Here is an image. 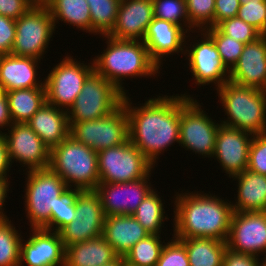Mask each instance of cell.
<instances>
[{
    "label": "cell",
    "instance_id": "1",
    "mask_svg": "<svg viewBox=\"0 0 266 266\" xmlns=\"http://www.w3.org/2000/svg\"><path fill=\"white\" fill-rule=\"evenodd\" d=\"M130 101L124 95L129 141L155 166L162 151L175 142L179 144L181 94L152 97L138 107Z\"/></svg>",
    "mask_w": 266,
    "mask_h": 266
},
{
    "label": "cell",
    "instance_id": "2",
    "mask_svg": "<svg viewBox=\"0 0 266 266\" xmlns=\"http://www.w3.org/2000/svg\"><path fill=\"white\" fill-rule=\"evenodd\" d=\"M174 196V238L205 237L226 242L234 212L231 202L198 191Z\"/></svg>",
    "mask_w": 266,
    "mask_h": 266
},
{
    "label": "cell",
    "instance_id": "3",
    "mask_svg": "<svg viewBox=\"0 0 266 266\" xmlns=\"http://www.w3.org/2000/svg\"><path fill=\"white\" fill-rule=\"evenodd\" d=\"M103 38L107 40V48L93 59L94 71L124 95L126 90L122 85L127 77L142 78L160 74V68L151 60L143 41L118 40L108 35Z\"/></svg>",
    "mask_w": 266,
    "mask_h": 266
},
{
    "label": "cell",
    "instance_id": "4",
    "mask_svg": "<svg viewBox=\"0 0 266 266\" xmlns=\"http://www.w3.org/2000/svg\"><path fill=\"white\" fill-rule=\"evenodd\" d=\"M227 120L220 124L252 134L266 132V91L230 81L216 89Z\"/></svg>",
    "mask_w": 266,
    "mask_h": 266
},
{
    "label": "cell",
    "instance_id": "5",
    "mask_svg": "<svg viewBox=\"0 0 266 266\" xmlns=\"http://www.w3.org/2000/svg\"><path fill=\"white\" fill-rule=\"evenodd\" d=\"M49 167L68 188L95 190L100 182L97 152L70 135L51 149Z\"/></svg>",
    "mask_w": 266,
    "mask_h": 266
},
{
    "label": "cell",
    "instance_id": "6",
    "mask_svg": "<svg viewBox=\"0 0 266 266\" xmlns=\"http://www.w3.org/2000/svg\"><path fill=\"white\" fill-rule=\"evenodd\" d=\"M25 189V212L30 229L45 228L51 219V210H55L57 197L68 187L63 179L50 167L27 170Z\"/></svg>",
    "mask_w": 266,
    "mask_h": 266
},
{
    "label": "cell",
    "instance_id": "7",
    "mask_svg": "<svg viewBox=\"0 0 266 266\" xmlns=\"http://www.w3.org/2000/svg\"><path fill=\"white\" fill-rule=\"evenodd\" d=\"M201 107L190 95L181 94L179 145L187 151L212 158L220 123L211 119Z\"/></svg>",
    "mask_w": 266,
    "mask_h": 266
},
{
    "label": "cell",
    "instance_id": "8",
    "mask_svg": "<svg viewBox=\"0 0 266 266\" xmlns=\"http://www.w3.org/2000/svg\"><path fill=\"white\" fill-rule=\"evenodd\" d=\"M123 97L124 94L110 81L93 71L67 112L68 122H84L105 117L122 104Z\"/></svg>",
    "mask_w": 266,
    "mask_h": 266
},
{
    "label": "cell",
    "instance_id": "9",
    "mask_svg": "<svg viewBox=\"0 0 266 266\" xmlns=\"http://www.w3.org/2000/svg\"><path fill=\"white\" fill-rule=\"evenodd\" d=\"M69 125V135L95 152L129 141V122L123 103L105 117L84 122H69Z\"/></svg>",
    "mask_w": 266,
    "mask_h": 266
},
{
    "label": "cell",
    "instance_id": "10",
    "mask_svg": "<svg viewBox=\"0 0 266 266\" xmlns=\"http://www.w3.org/2000/svg\"><path fill=\"white\" fill-rule=\"evenodd\" d=\"M16 36L11 54L39 60L47 52L55 33L52 16L44 3H36L24 15L15 20Z\"/></svg>",
    "mask_w": 266,
    "mask_h": 266
},
{
    "label": "cell",
    "instance_id": "11",
    "mask_svg": "<svg viewBox=\"0 0 266 266\" xmlns=\"http://www.w3.org/2000/svg\"><path fill=\"white\" fill-rule=\"evenodd\" d=\"M99 179L124 183L145 178L154 165L130 141L97 152Z\"/></svg>",
    "mask_w": 266,
    "mask_h": 266
},
{
    "label": "cell",
    "instance_id": "12",
    "mask_svg": "<svg viewBox=\"0 0 266 266\" xmlns=\"http://www.w3.org/2000/svg\"><path fill=\"white\" fill-rule=\"evenodd\" d=\"M75 60L70 55L65 56L43 80L47 103L67 112L80 94L84 82L94 71L93 62L86 65Z\"/></svg>",
    "mask_w": 266,
    "mask_h": 266
},
{
    "label": "cell",
    "instance_id": "13",
    "mask_svg": "<svg viewBox=\"0 0 266 266\" xmlns=\"http://www.w3.org/2000/svg\"><path fill=\"white\" fill-rule=\"evenodd\" d=\"M75 208L76 218L59 232L65 248L103 234L106 216L95 190L81 191L76 198Z\"/></svg>",
    "mask_w": 266,
    "mask_h": 266
},
{
    "label": "cell",
    "instance_id": "14",
    "mask_svg": "<svg viewBox=\"0 0 266 266\" xmlns=\"http://www.w3.org/2000/svg\"><path fill=\"white\" fill-rule=\"evenodd\" d=\"M197 32H201L203 38L195 40L197 43L189 44V47L185 46L189 70L198 86L212 83L218 89L229 81V70L223 64L213 39L204 30Z\"/></svg>",
    "mask_w": 266,
    "mask_h": 266
},
{
    "label": "cell",
    "instance_id": "15",
    "mask_svg": "<svg viewBox=\"0 0 266 266\" xmlns=\"http://www.w3.org/2000/svg\"><path fill=\"white\" fill-rule=\"evenodd\" d=\"M5 130L8 133L2 134L6 139L11 164L16 161L22 166L27 165L28 169L25 170L28 171L49 167L51 149L27 123H13Z\"/></svg>",
    "mask_w": 266,
    "mask_h": 266
},
{
    "label": "cell",
    "instance_id": "16",
    "mask_svg": "<svg viewBox=\"0 0 266 266\" xmlns=\"http://www.w3.org/2000/svg\"><path fill=\"white\" fill-rule=\"evenodd\" d=\"M226 243L239 253L257 257L266 253V211L233 212Z\"/></svg>",
    "mask_w": 266,
    "mask_h": 266
},
{
    "label": "cell",
    "instance_id": "17",
    "mask_svg": "<svg viewBox=\"0 0 266 266\" xmlns=\"http://www.w3.org/2000/svg\"><path fill=\"white\" fill-rule=\"evenodd\" d=\"M151 172L145 177L132 182H99L95 188L99 195L105 216L132 215L143 199L153 190Z\"/></svg>",
    "mask_w": 266,
    "mask_h": 266
},
{
    "label": "cell",
    "instance_id": "18",
    "mask_svg": "<svg viewBox=\"0 0 266 266\" xmlns=\"http://www.w3.org/2000/svg\"><path fill=\"white\" fill-rule=\"evenodd\" d=\"M254 134L220 124L216 135L215 151L217 159L229 178L247 169L249 147Z\"/></svg>",
    "mask_w": 266,
    "mask_h": 266
},
{
    "label": "cell",
    "instance_id": "19",
    "mask_svg": "<svg viewBox=\"0 0 266 266\" xmlns=\"http://www.w3.org/2000/svg\"><path fill=\"white\" fill-rule=\"evenodd\" d=\"M28 240H21L20 266H65L66 248L60 233L56 231L31 229ZM24 242V243H23Z\"/></svg>",
    "mask_w": 266,
    "mask_h": 266
},
{
    "label": "cell",
    "instance_id": "20",
    "mask_svg": "<svg viewBox=\"0 0 266 266\" xmlns=\"http://www.w3.org/2000/svg\"><path fill=\"white\" fill-rule=\"evenodd\" d=\"M187 29L172 22L153 18L148 25L143 42L151 60L160 68L163 57L172 54H185Z\"/></svg>",
    "mask_w": 266,
    "mask_h": 266
},
{
    "label": "cell",
    "instance_id": "21",
    "mask_svg": "<svg viewBox=\"0 0 266 266\" xmlns=\"http://www.w3.org/2000/svg\"><path fill=\"white\" fill-rule=\"evenodd\" d=\"M229 81L266 91V35L244 45L237 63L229 71Z\"/></svg>",
    "mask_w": 266,
    "mask_h": 266
},
{
    "label": "cell",
    "instance_id": "22",
    "mask_svg": "<svg viewBox=\"0 0 266 266\" xmlns=\"http://www.w3.org/2000/svg\"><path fill=\"white\" fill-rule=\"evenodd\" d=\"M153 18V0H121L114 27L108 36L142 41Z\"/></svg>",
    "mask_w": 266,
    "mask_h": 266
},
{
    "label": "cell",
    "instance_id": "23",
    "mask_svg": "<svg viewBox=\"0 0 266 266\" xmlns=\"http://www.w3.org/2000/svg\"><path fill=\"white\" fill-rule=\"evenodd\" d=\"M40 60L32 57L6 54L0 56V90L6 92L18 89L44 87V81L36 76Z\"/></svg>",
    "mask_w": 266,
    "mask_h": 266
},
{
    "label": "cell",
    "instance_id": "24",
    "mask_svg": "<svg viewBox=\"0 0 266 266\" xmlns=\"http://www.w3.org/2000/svg\"><path fill=\"white\" fill-rule=\"evenodd\" d=\"M150 235L132 215L106 216L104 239L119 257H124L137 242Z\"/></svg>",
    "mask_w": 266,
    "mask_h": 266
},
{
    "label": "cell",
    "instance_id": "25",
    "mask_svg": "<svg viewBox=\"0 0 266 266\" xmlns=\"http://www.w3.org/2000/svg\"><path fill=\"white\" fill-rule=\"evenodd\" d=\"M27 124L50 149L69 136L70 125L67 111L47 102Z\"/></svg>",
    "mask_w": 266,
    "mask_h": 266
},
{
    "label": "cell",
    "instance_id": "26",
    "mask_svg": "<svg viewBox=\"0 0 266 266\" xmlns=\"http://www.w3.org/2000/svg\"><path fill=\"white\" fill-rule=\"evenodd\" d=\"M231 178L238 182L237 200L231 203L234 212L266 211V175L246 169Z\"/></svg>",
    "mask_w": 266,
    "mask_h": 266
},
{
    "label": "cell",
    "instance_id": "27",
    "mask_svg": "<svg viewBox=\"0 0 266 266\" xmlns=\"http://www.w3.org/2000/svg\"><path fill=\"white\" fill-rule=\"evenodd\" d=\"M119 256L103 236L66 247L65 266H103Z\"/></svg>",
    "mask_w": 266,
    "mask_h": 266
},
{
    "label": "cell",
    "instance_id": "28",
    "mask_svg": "<svg viewBox=\"0 0 266 266\" xmlns=\"http://www.w3.org/2000/svg\"><path fill=\"white\" fill-rule=\"evenodd\" d=\"M178 240L186 248L190 266H222L226 242L205 237Z\"/></svg>",
    "mask_w": 266,
    "mask_h": 266
},
{
    "label": "cell",
    "instance_id": "29",
    "mask_svg": "<svg viewBox=\"0 0 266 266\" xmlns=\"http://www.w3.org/2000/svg\"><path fill=\"white\" fill-rule=\"evenodd\" d=\"M44 4L52 16L55 28L60 20L91 33V15L86 0H46Z\"/></svg>",
    "mask_w": 266,
    "mask_h": 266
},
{
    "label": "cell",
    "instance_id": "30",
    "mask_svg": "<svg viewBox=\"0 0 266 266\" xmlns=\"http://www.w3.org/2000/svg\"><path fill=\"white\" fill-rule=\"evenodd\" d=\"M13 123H27L47 102L45 87L6 92Z\"/></svg>",
    "mask_w": 266,
    "mask_h": 266
},
{
    "label": "cell",
    "instance_id": "31",
    "mask_svg": "<svg viewBox=\"0 0 266 266\" xmlns=\"http://www.w3.org/2000/svg\"><path fill=\"white\" fill-rule=\"evenodd\" d=\"M165 214L164 205L161 197L153 189L139 204L137 210L132 216L148 231L149 234L161 235V227L165 220H168Z\"/></svg>",
    "mask_w": 266,
    "mask_h": 266
},
{
    "label": "cell",
    "instance_id": "32",
    "mask_svg": "<svg viewBox=\"0 0 266 266\" xmlns=\"http://www.w3.org/2000/svg\"><path fill=\"white\" fill-rule=\"evenodd\" d=\"M91 15V33L108 35L115 24L121 0H86Z\"/></svg>",
    "mask_w": 266,
    "mask_h": 266
},
{
    "label": "cell",
    "instance_id": "33",
    "mask_svg": "<svg viewBox=\"0 0 266 266\" xmlns=\"http://www.w3.org/2000/svg\"><path fill=\"white\" fill-rule=\"evenodd\" d=\"M159 235L150 234L132 246L124 256L128 266H156L164 247Z\"/></svg>",
    "mask_w": 266,
    "mask_h": 266
},
{
    "label": "cell",
    "instance_id": "34",
    "mask_svg": "<svg viewBox=\"0 0 266 266\" xmlns=\"http://www.w3.org/2000/svg\"><path fill=\"white\" fill-rule=\"evenodd\" d=\"M9 218L0 220V266H20L22 235Z\"/></svg>",
    "mask_w": 266,
    "mask_h": 266
},
{
    "label": "cell",
    "instance_id": "35",
    "mask_svg": "<svg viewBox=\"0 0 266 266\" xmlns=\"http://www.w3.org/2000/svg\"><path fill=\"white\" fill-rule=\"evenodd\" d=\"M81 191L82 190L78 188H67L57 197L55 210H51L50 223L44 229L59 233L66 225L76 218L75 201Z\"/></svg>",
    "mask_w": 266,
    "mask_h": 266
},
{
    "label": "cell",
    "instance_id": "36",
    "mask_svg": "<svg viewBox=\"0 0 266 266\" xmlns=\"http://www.w3.org/2000/svg\"><path fill=\"white\" fill-rule=\"evenodd\" d=\"M204 31L213 39L223 64L230 71L241 56L245 44L225 35L217 26Z\"/></svg>",
    "mask_w": 266,
    "mask_h": 266
},
{
    "label": "cell",
    "instance_id": "37",
    "mask_svg": "<svg viewBox=\"0 0 266 266\" xmlns=\"http://www.w3.org/2000/svg\"><path fill=\"white\" fill-rule=\"evenodd\" d=\"M189 33L214 27L215 0H186ZM199 28V29H198Z\"/></svg>",
    "mask_w": 266,
    "mask_h": 266
},
{
    "label": "cell",
    "instance_id": "38",
    "mask_svg": "<svg viewBox=\"0 0 266 266\" xmlns=\"http://www.w3.org/2000/svg\"><path fill=\"white\" fill-rule=\"evenodd\" d=\"M153 12L155 18L186 27L189 32L186 0H153Z\"/></svg>",
    "mask_w": 266,
    "mask_h": 266
},
{
    "label": "cell",
    "instance_id": "39",
    "mask_svg": "<svg viewBox=\"0 0 266 266\" xmlns=\"http://www.w3.org/2000/svg\"><path fill=\"white\" fill-rule=\"evenodd\" d=\"M217 27L225 34L244 44L257 40L262 34L238 16L223 20Z\"/></svg>",
    "mask_w": 266,
    "mask_h": 266
},
{
    "label": "cell",
    "instance_id": "40",
    "mask_svg": "<svg viewBox=\"0 0 266 266\" xmlns=\"http://www.w3.org/2000/svg\"><path fill=\"white\" fill-rule=\"evenodd\" d=\"M237 16L266 35V0H248L240 5Z\"/></svg>",
    "mask_w": 266,
    "mask_h": 266
},
{
    "label": "cell",
    "instance_id": "41",
    "mask_svg": "<svg viewBox=\"0 0 266 266\" xmlns=\"http://www.w3.org/2000/svg\"><path fill=\"white\" fill-rule=\"evenodd\" d=\"M164 243L156 266H190L185 246L176 238Z\"/></svg>",
    "mask_w": 266,
    "mask_h": 266
},
{
    "label": "cell",
    "instance_id": "42",
    "mask_svg": "<svg viewBox=\"0 0 266 266\" xmlns=\"http://www.w3.org/2000/svg\"><path fill=\"white\" fill-rule=\"evenodd\" d=\"M247 169L266 175V132L254 134L249 147Z\"/></svg>",
    "mask_w": 266,
    "mask_h": 266
},
{
    "label": "cell",
    "instance_id": "43",
    "mask_svg": "<svg viewBox=\"0 0 266 266\" xmlns=\"http://www.w3.org/2000/svg\"><path fill=\"white\" fill-rule=\"evenodd\" d=\"M15 36V20L0 15V56L12 52Z\"/></svg>",
    "mask_w": 266,
    "mask_h": 266
},
{
    "label": "cell",
    "instance_id": "44",
    "mask_svg": "<svg viewBox=\"0 0 266 266\" xmlns=\"http://www.w3.org/2000/svg\"><path fill=\"white\" fill-rule=\"evenodd\" d=\"M35 4L33 0H0V15L17 20Z\"/></svg>",
    "mask_w": 266,
    "mask_h": 266
},
{
    "label": "cell",
    "instance_id": "45",
    "mask_svg": "<svg viewBox=\"0 0 266 266\" xmlns=\"http://www.w3.org/2000/svg\"><path fill=\"white\" fill-rule=\"evenodd\" d=\"M240 0H215L214 27L238 15Z\"/></svg>",
    "mask_w": 266,
    "mask_h": 266
},
{
    "label": "cell",
    "instance_id": "46",
    "mask_svg": "<svg viewBox=\"0 0 266 266\" xmlns=\"http://www.w3.org/2000/svg\"><path fill=\"white\" fill-rule=\"evenodd\" d=\"M257 256L239 253L227 247L222 266H261Z\"/></svg>",
    "mask_w": 266,
    "mask_h": 266
},
{
    "label": "cell",
    "instance_id": "47",
    "mask_svg": "<svg viewBox=\"0 0 266 266\" xmlns=\"http://www.w3.org/2000/svg\"><path fill=\"white\" fill-rule=\"evenodd\" d=\"M11 165L6 139L4 135L0 133V179H9L7 173L9 172Z\"/></svg>",
    "mask_w": 266,
    "mask_h": 266
},
{
    "label": "cell",
    "instance_id": "48",
    "mask_svg": "<svg viewBox=\"0 0 266 266\" xmlns=\"http://www.w3.org/2000/svg\"><path fill=\"white\" fill-rule=\"evenodd\" d=\"M12 124L6 91L0 90V128L3 130L7 127L8 129ZM0 133L3 132L0 130Z\"/></svg>",
    "mask_w": 266,
    "mask_h": 266
},
{
    "label": "cell",
    "instance_id": "49",
    "mask_svg": "<svg viewBox=\"0 0 266 266\" xmlns=\"http://www.w3.org/2000/svg\"><path fill=\"white\" fill-rule=\"evenodd\" d=\"M8 179H0V220L7 219L8 216L4 213L5 199L7 198V193L9 189Z\"/></svg>",
    "mask_w": 266,
    "mask_h": 266
},
{
    "label": "cell",
    "instance_id": "50",
    "mask_svg": "<svg viewBox=\"0 0 266 266\" xmlns=\"http://www.w3.org/2000/svg\"><path fill=\"white\" fill-rule=\"evenodd\" d=\"M103 266H126L124 257H118L109 264Z\"/></svg>",
    "mask_w": 266,
    "mask_h": 266
},
{
    "label": "cell",
    "instance_id": "51",
    "mask_svg": "<svg viewBox=\"0 0 266 266\" xmlns=\"http://www.w3.org/2000/svg\"><path fill=\"white\" fill-rule=\"evenodd\" d=\"M261 266H266V256L261 260Z\"/></svg>",
    "mask_w": 266,
    "mask_h": 266
},
{
    "label": "cell",
    "instance_id": "52",
    "mask_svg": "<svg viewBox=\"0 0 266 266\" xmlns=\"http://www.w3.org/2000/svg\"><path fill=\"white\" fill-rule=\"evenodd\" d=\"M35 3H45L46 0H33Z\"/></svg>",
    "mask_w": 266,
    "mask_h": 266
},
{
    "label": "cell",
    "instance_id": "53",
    "mask_svg": "<svg viewBox=\"0 0 266 266\" xmlns=\"http://www.w3.org/2000/svg\"><path fill=\"white\" fill-rule=\"evenodd\" d=\"M248 0H240V4H245Z\"/></svg>",
    "mask_w": 266,
    "mask_h": 266
}]
</instances>
